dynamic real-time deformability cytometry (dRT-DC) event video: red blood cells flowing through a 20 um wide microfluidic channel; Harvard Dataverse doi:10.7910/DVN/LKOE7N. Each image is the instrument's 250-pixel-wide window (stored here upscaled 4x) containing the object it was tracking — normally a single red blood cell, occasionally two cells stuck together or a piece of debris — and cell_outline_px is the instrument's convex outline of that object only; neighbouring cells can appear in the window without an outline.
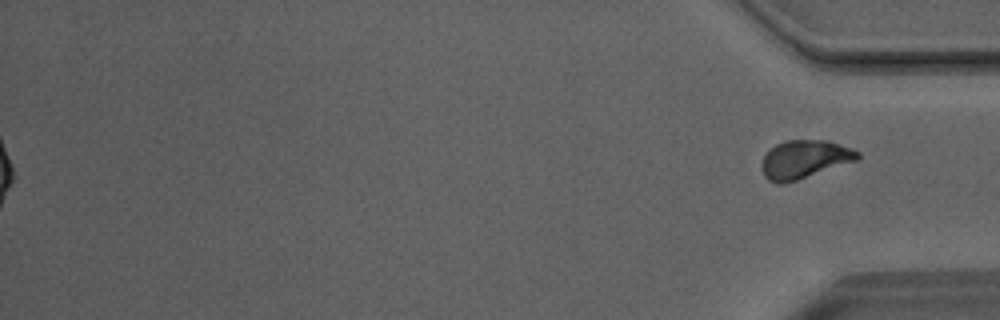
{"species": "Egyptian fruit bat (a non-hibernating species)", "species_latin": "Rousettus aegyptiacus", "temperature_condition": "room temperature", "stored_images_in_passage": 43, "segment_of_instrument_passage": [2, 2], "camera_frame_rate_fps": 3000, "um_per_image_px": 0.085, "animal": {"sex": "male"}, "frame": {"image": 1, "passage_image": 43, "time_ms": 14.0, "image_size_px": [1000, 320], "cell_outline_px": [[860, 156], [856, 160], [784, 184], [776, 184], [768, 180], [764, 176], [760, 164], [764, 156], [776, 144], [788, 140], [828, 140], [852, 148], [860, 152]], "centroid_in_image_um": [68.36, 13.54], "position_along_channel_um": 366.8, "area_um2": 21.21}}